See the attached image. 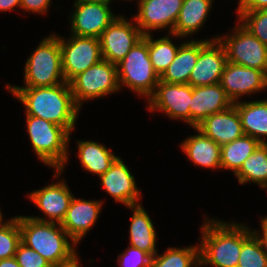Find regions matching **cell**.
<instances>
[{"label":"cell","instance_id":"obj_1","mask_svg":"<svg viewBox=\"0 0 267 267\" xmlns=\"http://www.w3.org/2000/svg\"><path fill=\"white\" fill-rule=\"evenodd\" d=\"M7 89L25 106L26 115L43 118L63 127L69 134L75 126L79 107L69 82L52 87H18Z\"/></svg>","mask_w":267,"mask_h":267},{"label":"cell","instance_id":"obj_2","mask_svg":"<svg viewBox=\"0 0 267 267\" xmlns=\"http://www.w3.org/2000/svg\"><path fill=\"white\" fill-rule=\"evenodd\" d=\"M19 226L21 242L37 251L53 267H63L78 259L74 247L76 244H70V237L60 223L19 216Z\"/></svg>","mask_w":267,"mask_h":267},{"label":"cell","instance_id":"obj_3","mask_svg":"<svg viewBox=\"0 0 267 267\" xmlns=\"http://www.w3.org/2000/svg\"><path fill=\"white\" fill-rule=\"evenodd\" d=\"M201 232L200 265L237 267L242 249V224L206 220Z\"/></svg>","mask_w":267,"mask_h":267},{"label":"cell","instance_id":"obj_4","mask_svg":"<svg viewBox=\"0 0 267 267\" xmlns=\"http://www.w3.org/2000/svg\"><path fill=\"white\" fill-rule=\"evenodd\" d=\"M26 116L27 130L35 153L44 164L56 168L55 177H58L68 160L67 144L70 134L53 122L35 116Z\"/></svg>","mask_w":267,"mask_h":267},{"label":"cell","instance_id":"obj_5","mask_svg":"<svg viewBox=\"0 0 267 267\" xmlns=\"http://www.w3.org/2000/svg\"><path fill=\"white\" fill-rule=\"evenodd\" d=\"M24 87H52L65 83L59 38L43 39L25 64Z\"/></svg>","mask_w":267,"mask_h":267},{"label":"cell","instance_id":"obj_6","mask_svg":"<svg viewBox=\"0 0 267 267\" xmlns=\"http://www.w3.org/2000/svg\"><path fill=\"white\" fill-rule=\"evenodd\" d=\"M120 83L148 98L154 93L160 80L154 71L148 53V34L137 42L127 55L116 64Z\"/></svg>","mask_w":267,"mask_h":267},{"label":"cell","instance_id":"obj_7","mask_svg":"<svg viewBox=\"0 0 267 267\" xmlns=\"http://www.w3.org/2000/svg\"><path fill=\"white\" fill-rule=\"evenodd\" d=\"M69 83L79 108L84 100L103 97L120 89L117 65L105 59L79 73Z\"/></svg>","mask_w":267,"mask_h":267},{"label":"cell","instance_id":"obj_8","mask_svg":"<svg viewBox=\"0 0 267 267\" xmlns=\"http://www.w3.org/2000/svg\"><path fill=\"white\" fill-rule=\"evenodd\" d=\"M236 27L229 37H217L225 48L227 61L267 75V46L241 24Z\"/></svg>","mask_w":267,"mask_h":267},{"label":"cell","instance_id":"obj_9","mask_svg":"<svg viewBox=\"0 0 267 267\" xmlns=\"http://www.w3.org/2000/svg\"><path fill=\"white\" fill-rule=\"evenodd\" d=\"M70 40L59 38L62 70L66 82L102 60L99 38L71 35Z\"/></svg>","mask_w":267,"mask_h":267},{"label":"cell","instance_id":"obj_10","mask_svg":"<svg viewBox=\"0 0 267 267\" xmlns=\"http://www.w3.org/2000/svg\"><path fill=\"white\" fill-rule=\"evenodd\" d=\"M143 36L137 25L117 16L99 38L102 59L119 63Z\"/></svg>","mask_w":267,"mask_h":267},{"label":"cell","instance_id":"obj_11","mask_svg":"<svg viewBox=\"0 0 267 267\" xmlns=\"http://www.w3.org/2000/svg\"><path fill=\"white\" fill-rule=\"evenodd\" d=\"M226 63L225 48L217 37L200 40L198 60L191 71L188 84L192 87L218 84Z\"/></svg>","mask_w":267,"mask_h":267},{"label":"cell","instance_id":"obj_12","mask_svg":"<svg viewBox=\"0 0 267 267\" xmlns=\"http://www.w3.org/2000/svg\"><path fill=\"white\" fill-rule=\"evenodd\" d=\"M155 90L147 99L149 110L164 111L170 118L183 119L190 125L189 105L192 100V86L159 80Z\"/></svg>","mask_w":267,"mask_h":267},{"label":"cell","instance_id":"obj_13","mask_svg":"<svg viewBox=\"0 0 267 267\" xmlns=\"http://www.w3.org/2000/svg\"><path fill=\"white\" fill-rule=\"evenodd\" d=\"M74 14L71 20V32L79 37L100 38L102 32L117 17L103 3L76 0Z\"/></svg>","mask_w":267,"mask_h":267},{"label":"cell","instance_id":"obj_14","mask_svg":"<svg viewBox=\"0 0 267 267\" xmlns=\"http://www.w3.org/2000/svg\"><path fill=\"white\" fill-rule=\"evenodd\" d=\"M139 12L134 16L143 35L150 30L170 27L172 34L183 0H139Z\"/></svg>","mask_w":267,"mask_h":267},{"label":"cell","instance_id":"obj_15","mask_svg":"<svg viewBox=\"0 0 267 267\" xmlns=\"http://www.w3.org/2000/svg\"><path fill=\"white\" fill-rule=\"evenodd\" d=\"M219 84L234 104L239 102V96L266 89L267 75L262 70L227 61Z\"/></svg>","mask_w":267,"mask_h":267},{"label":"cell","instance_id":"obj_16","mask_svg":"<svg viewBox=\"0 0 267 267\" xmlns=\"http://www.w3.org/2000/svg\"><path fill=\"white\" fill-rule=\"evenodd\" d=\"M232 105L233 102L219 83L192 87V100L189 105L190 125L195 128L208 116L222 112Z\"/></svg>","mask_w":267,"mask_h":267},{"label":"cell","instance_id":"obj_17","mask_svg":"<svg viewBox=\"0 0 267 267\" xmlns=\"http://www.w3.org/2000/svg\"><path fill=\"white\" fill-rule=\"evenodd\" d=\"M28 196L49 217V220L40 217L30 218L41 222L61 223L74 195H72L68 186L62 181L52 183L37 191L35 190L28 194Z\"/></svg>","mask_w":267,"mask_h":267},{"label":"cell","instance_id":"obj_18","mask_svg":"<svg viewBox=\"0 0 267 267\" xmlns=\"http://www.w3.org/2000/svg\"><path fill=\"white\" fill-rule=\"evenodd\" d=\"M99 178L101 186L115 198L116 202H121L127 207L137 205L140 191L136 187L134 176L121 158L118 157Z\"/></svg>","mask_w":267,"mask_h":267},{"label":"cell","instance_id":"obj_19","mask_svg":"<svg viewBox=\"0 0 267 267\" xmlns=\"http://www.w3.org/2000/svg\"><path fill=\"white\" fill-rule=\"evenodd\" d=\"M101 204L102 202L96 200L87 201L83 198H72L65 217L60 223L72 242L78 244L95 224L101 210Z\"/></svg>","mask_w":267,"mask_h":267},{"label":"cell","instance_id":"obj_20","mask_svg":"<svg viewBox=\"0 0 267 267\" xmlns=\"http://www.w3.org/2000/svg\"><path fill=\"white\" fill-rule=\"evenodd\" d=\"M196 128L220 146L244 135L241 119L234 105L222 112L208 116Z\"/></svg>","mask_w":267,"mask_h":267},{"label":"cell","instance_id":"obj_21","mask_svg":"<svg viewBox=\"0 0 267 267\" xmlns=\"http://www.w3.org/2000/svg\"><path fill=\"white\" fill-rule=\"evenodd\" d=\"M195 130H197L198 134L182 142L181 147L183 152L196 165L205 168H222L221 146L204 135L196 127Z\"/></svg>","mask_w":267,"mask_h":267},{"label":"cell","instance_id":"obj_22","mask_svg":"<svg viewBox=\"0 0 267 267\" xmlns=\"http://www.w3.org/2000/svg\"><path fill=\"white\" fill-rule=\"evenodd\" d=\"M199 41L191 40L180 44L176 57L160 76V81L176 84H188L192 69L197 63Z\"/></svg>","mask_w":267,"mask_h":267},{"label":"cell","instance_id":"obj_23","mask_svg":"<svg viewBox=\"0 0 267 267\" xmlns=\"http://www.w3.org/2000/svg\"><path fill=\"white\" fill-rule=\"evenodd\" d=\"M233 105L239 113L244 135L251 136L262 144L267 143L263 139V136H267V99L236 102Z\"/></svg>","mask_w":267,"mask_h":267},{"label":"cell","instance_id":"obj_24","mask_svg":"<svg viewBox=\"0 0 267 267\" xmlns=\"http://www.w3.org/2000/svg\"><path fill=\"white\" fill-rule=\"evenodd\" d=\"M133 209L130 224V244L153 257L156 253V231L152 221L141 204L129 207Z\"/></svg>","mask_w":267,"mask_h":267},{"label":"cell","instance_id":"obj_25","mask_svg":"<svg viewBox=\"0 0 267 267\" xmlns=\"http://www.w3.org/2000/svg\"><path fill=\"white\" fill-rule=\"evenodd\" d=\"M212 0H183L172 36L185 37L199 30L207 18Z\"/></svg>","mask_w":267,"mask_h":267},{"label":"cell","instance_id":"obj_26","mask_svg":"<svg viewBox=\"0 0 267 267\" xmlns=\"http://www.w3.org/2000/svg\"><path fill=\"white\" fill-rule=\"evenodd\" d=\"M81 165L98 176L104 174L118 158L104 145L94 141H78Z\"/></svg>","mask_w":267,"mask_h":267},{"label":"cell","instance_id":"obj_27","mask_svg":"<svg viewBox=\"0 0 267 267\" xmlns=\"http://www.w3.org/2000/svg\"><path fill=\"white\" fill-rule=\"evenodd\" d=\"M239 184L257 183L267 188V143H261L235 173Z\"/></svg>","mask_w":267,"mask_h":267},{"label":"cell","instance_id":"obj_28","mask_svg":"<svg viewBox=\"0 0 267 267\" xmlns=\"http://www.w3.org/2000/svg\"><path fill=\"white\" fill-rule=\"evenodd\" d=\"M261 144L251 136L243 135L228 144L221 146V166L230 169L234 174L241 168L243 162Z\"/></svg>","mask_w":267,"mask_h":267},{"label":"cell","instance_id":"obj_29","mask_svg":"<svg viewBox=\"0 0 267 267\" xmlns=\"http://www.w3.org/2000/svg\"><path fill=\"white\" fill-rule=\"evenodd\" d=\"M156 253L151 258L150 267H193L200 265V247L170 248L163 255Z\"/></svg>","mask_w":267,"mask_h":267},{"label":"cell","instance_id":"obj_30","mask_svg":"<svg viewBox=\"0 0 267 267\" xmlns=\"http://www.w3.org/2000/svg\"><path fill=\"white\" fill-rule=\"evenodd\" d=\"M237 267H267V256L257 236L242 224V249Z\"/></svg>","mask_w":267,"mask_h":267},{"label":"cell","instance_id":"obj_31","mask_svg":"<svg viewBox=\"0 0 267 267\" xmlns=\"http://www.w3.org/2000/svg\"><path fill=\"white\" fill-rule=\"evenodd\" d=\"M178 50L179 47H176L172 43L169 36L153 41L152 36L148 34V53L150 61L154 71L159 77L172 63Z\"/></svg>","mask_w":267,"mask_h":267},{"label":"cell","instance_id":"obj_32","mask_svg":"<svg viewBox=\"0 0 267 267\" xmlns=\"http://www.w3.org/2000/svg\"><path fill=\"white\" fill-rule=\"evenodd\" d=\"M21 242L19 216L10 219L6 223L0 221V260L15 256L18 245Z\"/></svg>","mask_w":267,"mask_h":267},{"label":"cell","instance_id":"obj_33","mask_svg":"<svg viewBox=\"0 0 267 267\" xmlns=\"http://www.w3.org/2000/svg\"><path fill=\"white\" fill-rule=\"evenodd\" d=\"M242 26L267 46V9L238 12Z\"/></svg>","mask_w":267,"mask_h":267},{"label":"cell","instance_id":"obj_34","mask_svg":"<svg viewBox=\"0 0 267 267\" xmlns=\"http://www.w3.org/2000/svg\"><path fill=\"white\" fill-rule=\"evenodd\" d=\"M14 257L20 267H53L37 251L22 242L18 245Z\"/></svg>","mask_w":267,"mask_h":267},{"label":"cell","instance_id":"obj_35","mask_svg":"<svg viewBox=\"0 0 267 267\" xmlns=\"http://www.w3.org/2000/svg\"><path fill=\"white\" fill-rule=\"evenodd\" d=\"M151 256L130 245L125 252L118 257L120 267H150Z\"/></svg>","mask_w":267,"mask_h":267},{"label":"cell","instance_id":"obj_36","mask_svg":"<svg viewBox=\"0 0 267 267\" xmlns=\"http://www.w3.org/2000/svg\"><path fill=\"white\" fill-rule=\"evenodd\" d=\"M51 0H21L20 8L37 13H46Z\"/></svg>","mask_w":267,"mask_h":267},{"label":"cell","instance_id":"obj_37","mask_svg":"<svg viewBox=\"0 0 267 267\" xmlns=\"http://www.w3.org/2000/svg\"><path fill=\"white\" fill-rule=\"evenodd\" d=\"M238 12L267 9V0H239Z\"/></svg>","mask_w":267,"mask_h":267},{"label":"cell","instance_id":"obj_38","mask_svg":"<svg viewBox=\"0 0 267 267\" xmlns=\"http://www.w3.org/2000/svg\"><path fill=\"white\" fill-rule=\"evenodd\" d=\"M21 6V0H0V11L13 10L15 7Z\"/></svg>","mask_w":267,"mask_h":267},{"label":"cell","instance_id":"obj_39","mask_svg":"<svg viewBox=\"0 0 267 267\" xmlns=\"http://www.w3.org/2000/svg\"><path fill=\"white\" fill-rule=\"evenodd\" d=\"M253 233L257 236L258 240L261 243V246L263 248V251L265 252L267 256V232L262 228V236L260 237L259 233H256V231H253Z\"/></svg>","mask_w":267,"mask_h":267},{"label":"cell","instance_id":"obj_40","mask_svg":"<svg viewBox=\"0 0 267 267\" xmlns=\"http://www.w3.org/2000/svg\"><path fill=\"white\" fill-rule=\"evenodd\" d=\"M0 267H20L15 257L0 260Z\"/></svg>","mask_w":267,"mask_h":267},{"label":"cell","instance_id":"obj_41","mask_svg":"<svg viewBox=\"0 0 267 267\" xmlns=\"http://www.w3.org/2000/svg\"><path fill=\"white\" fill-rule=\"evenodd\" d=\"M85 1L94 2V3H103L106 5H109L111 3V0H85Z\"/></svg>","mask_w":267,"mask_h":267},{"label":"cell","instance_id":"obj_42","mask_svg":"<svg viewBox=\"0 0 267 267\" xmlns=\"http://www.w3.org/2000/svg\"><path fill=\"white\" fill-rule=\"evenodd\" d=\"M261 226L267 232V217L261 220Z\"/></svg>","mask_w":267,"mask_h":267},{"label":"cell","instance_id":"obj_43","mask_svg":"<svg viewBox=\"0 0 267 267\" xmlns=\"http://www.w3.org/2000/svg\"><path fill=\"white\" fill-rule=\"evenodd\" d=\"M78 260L79 259H76L72 264H69V265H66V266H63V267H80L79 263H78Z\"/></svg>","mask_w":267,"mask_h":267},{"label":"cell","instance_id":"obj_44","mask_svg":"<svg viewBox=\"0 0 267 267\" xmlns=\"http://www.w3.org/2000/svg\"><path fill=\"white\" fill-rule=\"evenodd\" d=\"M2 217H3V215H2V213H1V211H0V221L2 220Z\"/></svg>","mask_w":267,"mask_h":267}]
</instances>
